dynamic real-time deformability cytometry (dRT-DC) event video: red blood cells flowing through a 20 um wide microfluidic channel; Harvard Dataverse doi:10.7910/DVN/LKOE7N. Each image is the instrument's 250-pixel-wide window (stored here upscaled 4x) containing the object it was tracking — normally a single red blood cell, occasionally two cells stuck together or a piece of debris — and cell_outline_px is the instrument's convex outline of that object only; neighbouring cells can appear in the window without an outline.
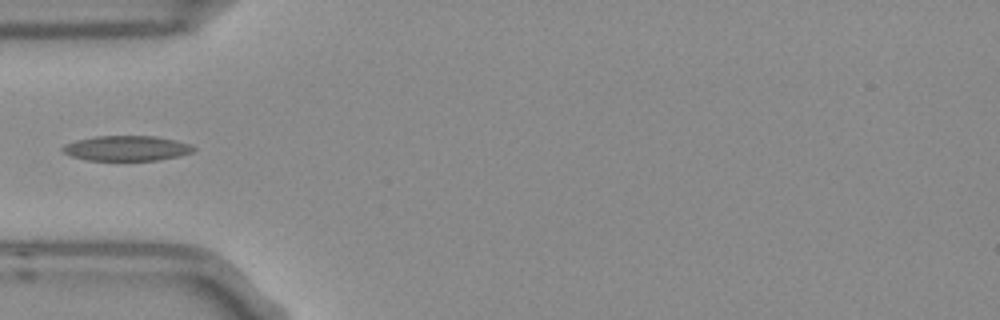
{"species": "Egyptian fruit bat (a non-hibernating species)", "species_latin": "Rousettus aegyptiacus", "temperature_condition": "room temperature", "stored_images_in_passage": 5, "camera_frame_rate_fps": 3000, "um_per_image_px": 0.085, "frame": {"image": 1, "passage_image": 5, "time_ms": 1.333, "image_size_px": [1000, 320], "cell_outline_px": [[196, 148], [192, 152], [180, 156], [156, 160], [88, 160], [72, 156], [64, 152], [60, 148], [64, 144], [76, 140], [96, 136], [156, 136], [176, 140], [192, 144]], "centroid_in_image_um": [10.79, 12.59], "position_along_channel_um": 74.2, "area_um2": 19.19}}